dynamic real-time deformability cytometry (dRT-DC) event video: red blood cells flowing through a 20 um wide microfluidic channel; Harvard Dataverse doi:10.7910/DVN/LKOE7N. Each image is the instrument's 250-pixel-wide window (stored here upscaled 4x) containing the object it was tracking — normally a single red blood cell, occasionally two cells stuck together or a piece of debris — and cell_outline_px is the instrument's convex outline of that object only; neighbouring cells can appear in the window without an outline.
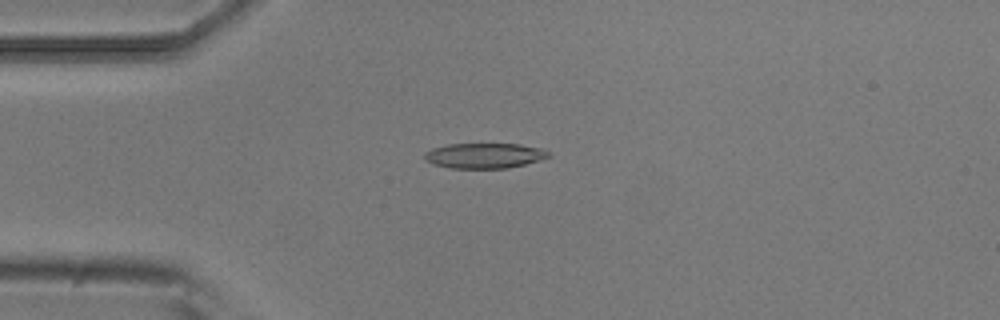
{"species": "common noctule bat (a hibernating species)", "species_latin": "Nyctalus noctula", "temperature_condition": "room temperature", "stored_images_in_passage": 6, "camera_frame_rate_fps": 3000, "um_per_image_px": 0.085, "animal": {"sex": "male", "body_mass_g": 20.5, "forearm_length_mm": 52.5}, "frame": {"image": 1, "passage_image": 3, "time_ms": 0.667, "image_size_px": [1000, 320], "cell_outline_px": [[552, 156], [540, 160], [508, 168], [448, 168], [432, 164], [424, 160], [424, 152], [432, 148], [448, 144], [520, 144], [544, 148]], "centroid_in_image_um": [41.17, 13.23], "position_along_channel_um": 43.8, "area_um2": 18.44}}
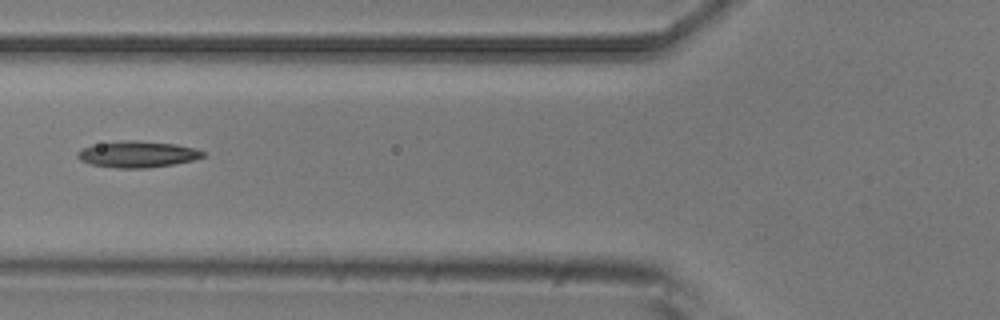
{"frame": {"image": 2, "passage_image": 5, "time_ms": 1.333, "image_size_px": [1000, 320], "cell_outline_px": [[208, 156], [192, 160], [172, 164], [148, 168], [116, 168], [92, 164], [80, 160], [76, 156], [76, 152], [92, 144], [120, 140], [132, 140], [176, 144], [196, 148], [204, 152]], "centroid_in_image_um": [11.68, 13.1], "position_along_channel_um": 114.1, "area_um2": 19.36}}
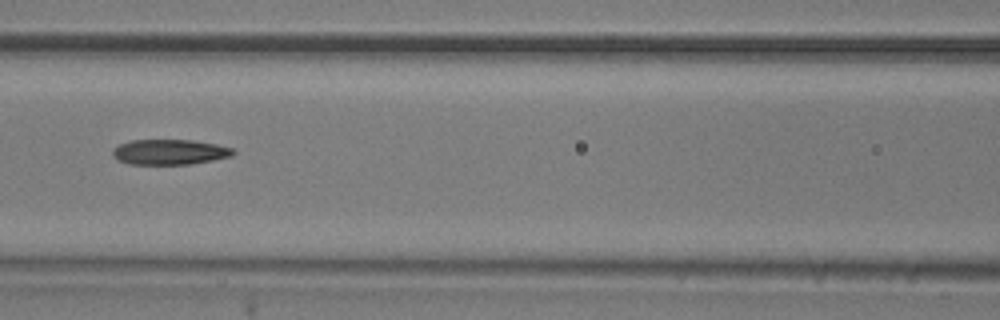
{"frame": {"image": 3, "passage_image": 6, "time_ms": 1.667, "image_size_px": [1000, 320], "cell_outline_px": [[236, 152], [232, 156], [192, 164], [128, 164], [116, 160], [112, 156], [112, 148], [120, 144], [132, 140], [192, 140], [216, 144], [232, 148]], "centroid_in_image_um": [14.39, 12.92], "position_along_channel_um": 152.2, "area_um2": 17.86}}